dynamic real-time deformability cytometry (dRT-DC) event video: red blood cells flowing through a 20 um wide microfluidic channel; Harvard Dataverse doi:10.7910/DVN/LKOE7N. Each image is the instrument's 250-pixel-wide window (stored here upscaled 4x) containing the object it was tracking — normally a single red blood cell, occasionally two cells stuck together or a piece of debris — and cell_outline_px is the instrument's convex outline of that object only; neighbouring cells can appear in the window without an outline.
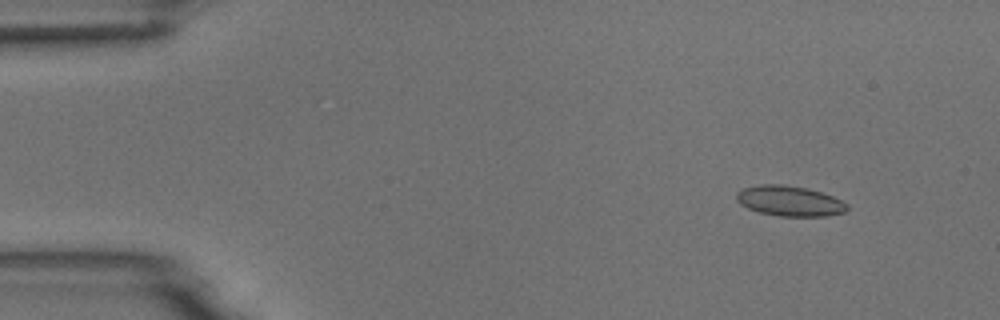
{"species": "common noctule bat (a hibernating species)", "species_latin": "Nyctalus noctula", "temperature_condition": "room temperature", "stored_images_in_passage": 55, "camera_frame_rate_fps": 3000, "um_per_image_px": 0.085, "animal": {"sex": "male", "body_mass_g": 18.8}, "frame": {"image": 1, "passage_image": 6, "time_ms": 1.667, "image_size_px": [1000, 320], "cell_outline_px": [[848, 208], [844, 212], [824, 216], [780, 216], [760, 212], [748, 208], [740, 204], [736, 200], [736, 192], [744, 188], [760, 184], [780, 184], [804, 188], [820, 192], [832, 196], [848, 204]], "centroid_in_image_um": [67.09, 17.08], "position_along_channel_um": 17.9, "area_um2": 19.31}}
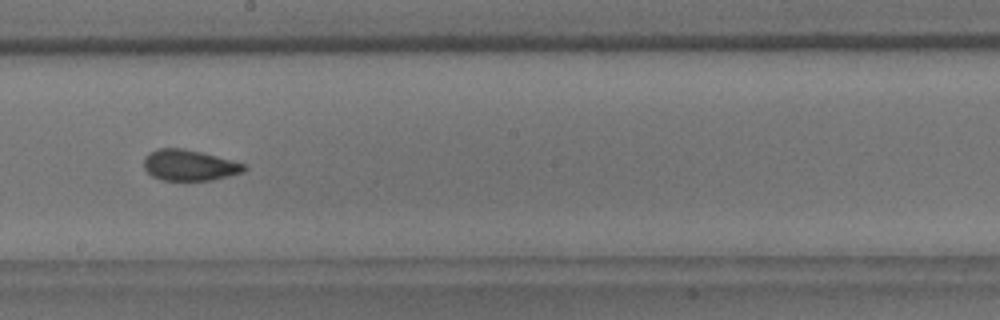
{"frame": {"image": 2, "passage_image": 31, "time_ms": 10.0, "image_size_px": [1000, 320], "cell_outline_px": [[248, 168], [244, 172], [212, 180], [160, 180], [152, 176], [144, 168], [144, 156], [148, 152], [156, 148], [184, 148], [216, 156], [244, 164]], "centroid_in_image_um": [16.05, 14.04], "position_along_channel_um": 232.1, "area_um2": 18.09}}
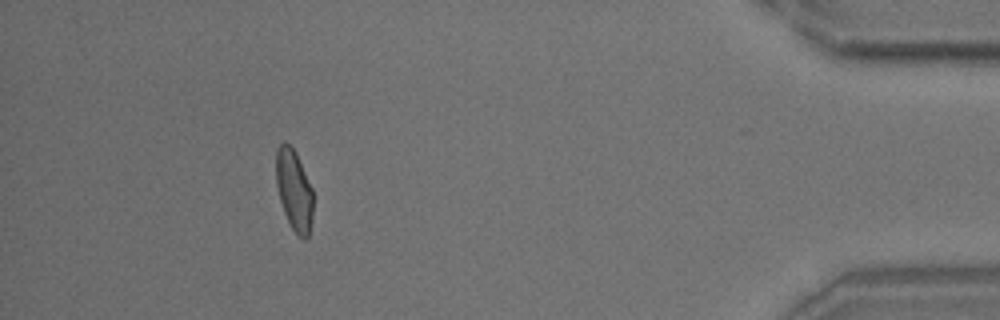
{"frame": {"image": 3, "passage_image": 50, "time_ms": 16.333, "image_size_px": [1000, 320], "cell_outline_px": [[312, 220], [308, 236], [304, 240], [292, 228], [284, 212], [280, 200], [276, 184], [276, 148], [284, 140], [296, 152], [312, 188]], "centroid_in_image_um": [24.98, 16.12], "position_along_channel_um": 410.2, "area_um2": 17.34}, "authors_computed_cell_mechanics": {"area_um2": 18.496, "velocity_mm_per_s": 3.702, "shape_relaxation_time_tau1_ms": 7.1007, "shape_relaxation_time_tau2_ms": 2.0161, "deformation_change_tau1": 0.1393, "deformation_change_tau2": 0.057}}